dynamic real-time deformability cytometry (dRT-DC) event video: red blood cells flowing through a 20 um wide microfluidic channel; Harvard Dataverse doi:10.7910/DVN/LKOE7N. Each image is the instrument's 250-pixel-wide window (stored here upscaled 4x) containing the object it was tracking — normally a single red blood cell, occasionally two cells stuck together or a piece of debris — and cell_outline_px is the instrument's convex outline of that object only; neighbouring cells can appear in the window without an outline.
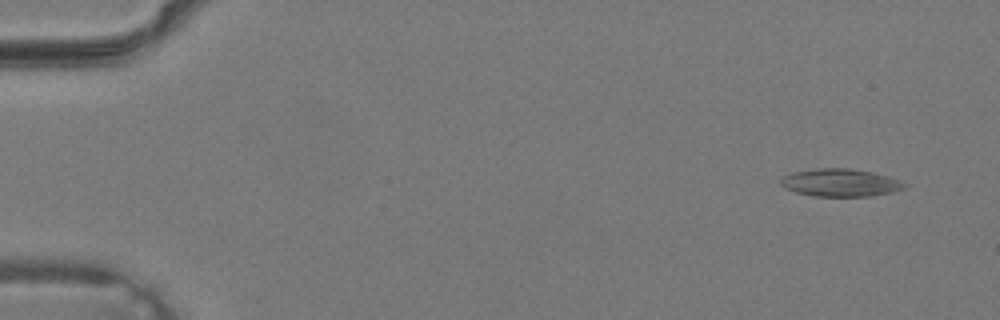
{"species": "common noctule bat (a hibernating species)", "species_latin": "Nyctalus noctula", "temperature_condition": "warm", "stored_images_in_passage": 37, "camera_frame_rate_fps": 3000, "um_per_image_px": 0.085, "animal": {"sex": "male", "body_mass_g": 19.2, "forearm_length_mm": 51.8}, "frame": {"image": 1, "passage_image": 1, "time_ms": 0.0, "image_size_px": [1000, 320], "cell_outline_px": [[908, 184], [904, 188], [892, 192], [868, 196], [812, 196], [796, 192], [784, 188], [780, 184], [780, 180], [784, 176], [792, 172], [816, 168], [848, 168], [872, 172], [888, 176]], "centroid_in_image_um": [71.4, 15.52], "position_along_channel_um": 13.6, "area_um2": 19.94}}
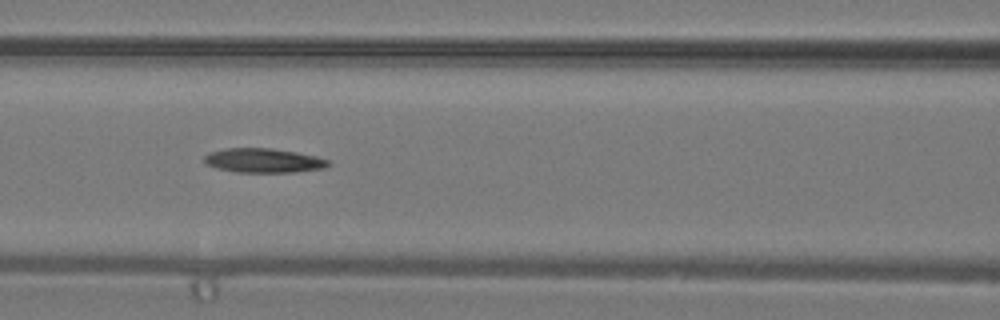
{"frame": {"image": 2, "passage_image": 16, "time_ms": 5.0, "image_size_px": [1000, 320], "cell_outline_px": [[332, 164], [324, 168], [296, 172], [236, 172], [216, 168], [204, 164], [204, 156], [208, 152], [224, 148], [272, 148], [296, 152], [316, 156], [328, 160]], "centroid_in_image_um": [22.37, 13.64], "position_along_channel_um": 144.2, "area_um2": 17.74}}
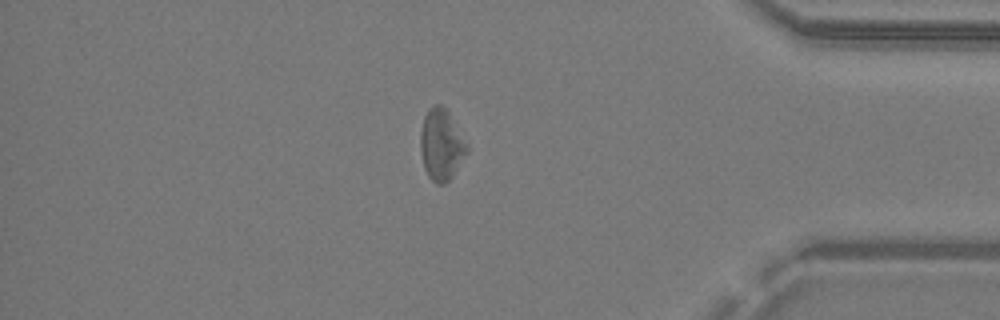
{"frame": {"image": 3, "passage_image": 32, "time_ms": 10.333, "image_size_px": [1000, 320], "cell_outline_px": [[468, 152], [452, 176], [444, 184], [436, 184], [428, 176], [424, 168], [420, 152], [420, 132], [424, 116], [428, 108], [436, 104], [440, 104], [448, 112], [468, 144]], "centroid_in_image_um": [37.5, 12.3], "position_along_channel_um": 397.7, "area_um2": 19.31}}